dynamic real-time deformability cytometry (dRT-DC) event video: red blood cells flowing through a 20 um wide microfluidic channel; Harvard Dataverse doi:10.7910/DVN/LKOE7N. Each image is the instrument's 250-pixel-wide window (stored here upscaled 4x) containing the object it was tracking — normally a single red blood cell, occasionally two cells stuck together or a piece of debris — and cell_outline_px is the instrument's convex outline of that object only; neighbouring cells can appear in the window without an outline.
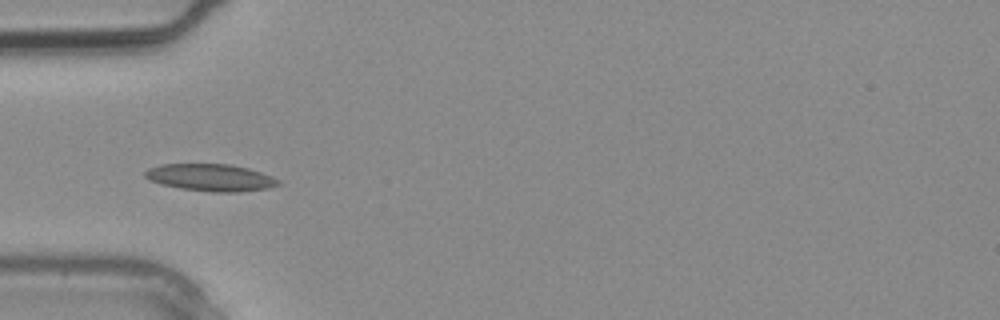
{"species": "common noctule bat (a hibernating species)", "species_latin": "Nyctalus noctula", "temperature_condition": "warm", "stored_images_in_passage": 3, "camera_frame_rate_fps": 3000, "um_per_image_px": 0.085, "animal": {"sex": "male", "body_mass_g": 20.4}, "frame": {"image": 1, "passage_image": 3, "time_ms": 0.667, "image_size_px": [1000, 320], "cell_outline_px": [[280, 184], [268, 188], [240, 192], [212, 192], [180, 188], [160, 184], [148, 180], [144, 176], [144, 172], [148, 168], [160, 164], [228, 164], [248, 168], [272, 176], [280, 180]], "centroid_in_image_um": [17.88, 15.09], "position_along_channel_um": 67.1, "area_um2": 21.15}}